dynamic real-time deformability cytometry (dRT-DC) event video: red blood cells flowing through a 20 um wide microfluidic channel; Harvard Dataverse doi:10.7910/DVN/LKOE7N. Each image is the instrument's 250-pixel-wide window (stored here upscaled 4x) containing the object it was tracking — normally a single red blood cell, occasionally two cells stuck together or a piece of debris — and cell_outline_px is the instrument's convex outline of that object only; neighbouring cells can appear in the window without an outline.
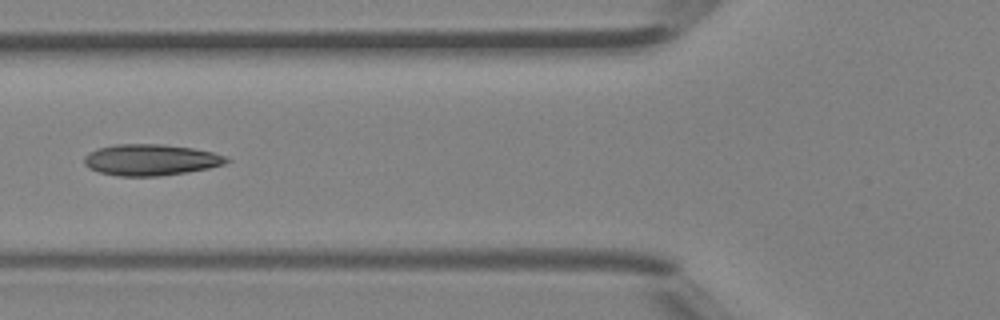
{"species": "Egyptian fruit bat (a non-hibernating species)", "species_latin": "Rousettus aegyptiacus", "temperature_condition": "room temperature", "stored_images_in_passage": 4, "camera_frame_rate_fps": 3000, "um_per_image_px": 0.085, "animal": {"sex": "female"}, "frame": {"image": 1, "passage_image": 4, "time_ms": 1.0, "image_size_px": [1000, 320], "cell_outline_px": [[232, 160], [224, 164], [208, 168], [188, 172], [160, 176], [116, 176], [100, 172], [88, 168], [84, 164], [84, 156], [88, 152], [96, 148], [116, 144], [164, 144], [192, 148], [212, 152], [228, 156]], "centroid_in_image_um": [12.81, 13.58], "position_along_channel_um": 113.0, "area_um2": 26.18}}